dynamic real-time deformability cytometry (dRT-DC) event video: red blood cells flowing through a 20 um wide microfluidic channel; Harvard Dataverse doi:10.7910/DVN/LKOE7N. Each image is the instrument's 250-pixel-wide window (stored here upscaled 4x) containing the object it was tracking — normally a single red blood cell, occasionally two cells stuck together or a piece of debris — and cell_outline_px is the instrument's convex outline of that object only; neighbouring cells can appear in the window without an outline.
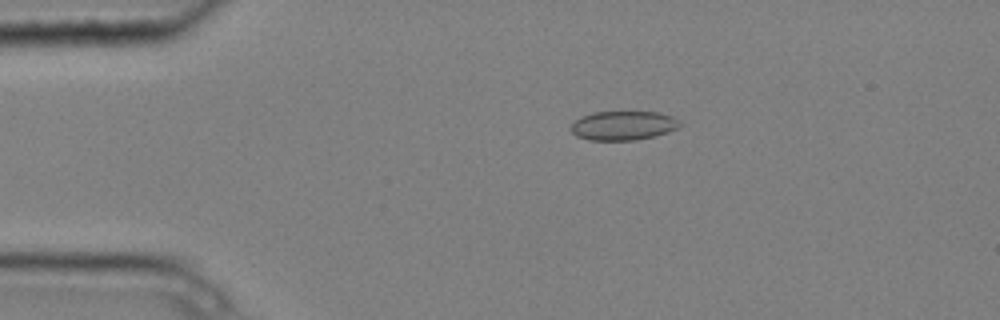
{"species": "common noctule bat (a hibernating species)", "species_latin": "Nyctalus noctula", "temperature_condition": "cold", "stored_images_in_passage": 3, "camera_frame_rate_fps": 3000, "um_per_image_px": 0.085, "animal": {"sex": "male", "body_mass_g": 20.4}, "frame": {"image": 1, "passage_image": 1, "time_ms": 0.0, "image_size_px": [1000, 320], "cell_outline_px": [[684, 124], [668, 132], [656, 136], [636, 140], [588, 140], [576, 136], [568, 128], [576, 120], [592, 112], [656, 112], [672, 116], [680, 120]], "centroid_in_image_um": [52.99, 10.68], "position_along_channel_um": 32.0, "area_um2": 18.61}}